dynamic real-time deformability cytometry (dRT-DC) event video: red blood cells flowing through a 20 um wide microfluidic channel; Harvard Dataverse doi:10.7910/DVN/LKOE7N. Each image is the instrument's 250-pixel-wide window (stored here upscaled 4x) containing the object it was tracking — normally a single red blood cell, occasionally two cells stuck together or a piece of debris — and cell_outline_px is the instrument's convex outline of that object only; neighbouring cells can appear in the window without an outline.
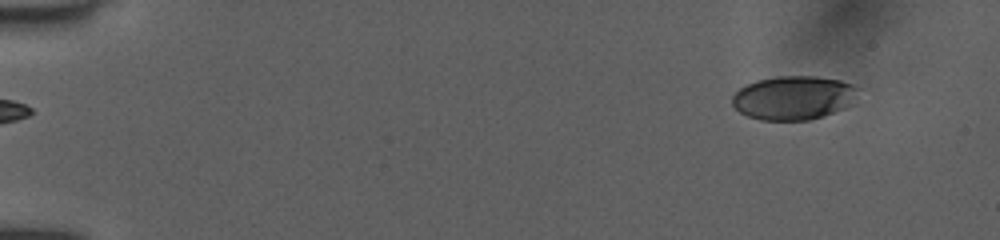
{"species": "human", "species_latin": "Homo sapiens", "temperature_condition": "room temperature", "stored_images_in_passage": 48, "camera_frame_rate_fps": 3000, "um_per_image_px": 0.085, "donor": {"sex": "female"}, "frame": {"image": 1, "passage_image": 1, "time_ms": 0.0, "image_size_px": [1000, 240], "cell_outline_px": [[856, 88], [848, 104], [844, 108], [808, 120], [760, 120], [748, 116], [740, 112], [732, 104], [732, 96], [740, 88], [756, 80], [776, 76], [816, 76], [840, 80], [852, 84]], "centroid_in_image_um": [67.36, 8.3], "position_along_channel_um": 17.6, "area_um2": 31.56}}
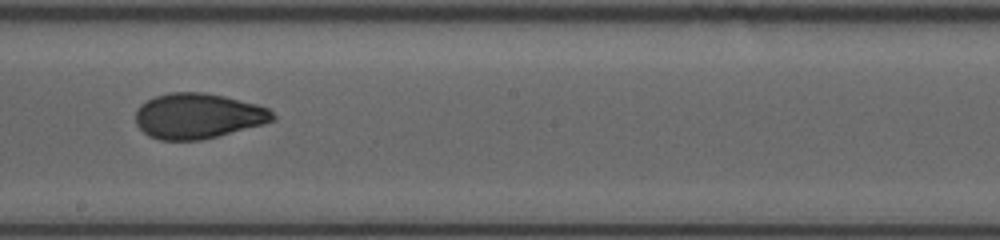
{"frame": {"image": 2, "passage_image": 27, "time_ms": 8.667, "image_size_px": [1000, 240], "cell_outline_px": [[276, 120], [264, 124], [200, 140], [160, 140], [148, 136], [136, 124], [136, 112], [140, 104], [156, 96], [168, 92], [204, 92], [224, 96], [256, 104], [268, 108], [276, 116]], "centroid_in_image_um": [16.82, 9.85], "position_along_channel_um": 231.4, "area_um2": 36.18}}
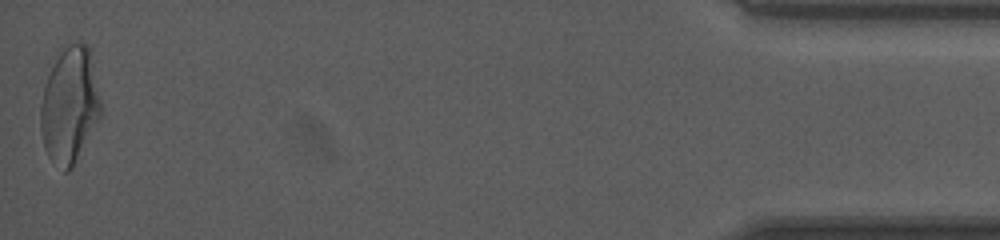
{"frame": {"image": 3, "passage_image": 48, "time_ms": 15.667, "image_size_px": [1000, 240], "cell_outline_px": [[100, 120], [72, 168], [68, 172], [64, 172], [48, 156], [44, 148], [40, 128], [40, 104], [44, 88], [56, 48], [72, 44], [88, 44], [100, 100]], "centroid_in_image_um": [5.89, 8.94], "position_along_channel_um": 429.3, "area_um2": 41.04}, "authors_computed_cell_mechanics": {"area_um2": 36.2117, "velocity_mm_per_s": 4.0167, "shape_relaxation_time_tau1_ms": 6.0779, "shape_relaxation_time_tau2_ms": 1.1446, "deformation_change_tau1": 0.1813, "deformation_change_tau2": 0.0671}}